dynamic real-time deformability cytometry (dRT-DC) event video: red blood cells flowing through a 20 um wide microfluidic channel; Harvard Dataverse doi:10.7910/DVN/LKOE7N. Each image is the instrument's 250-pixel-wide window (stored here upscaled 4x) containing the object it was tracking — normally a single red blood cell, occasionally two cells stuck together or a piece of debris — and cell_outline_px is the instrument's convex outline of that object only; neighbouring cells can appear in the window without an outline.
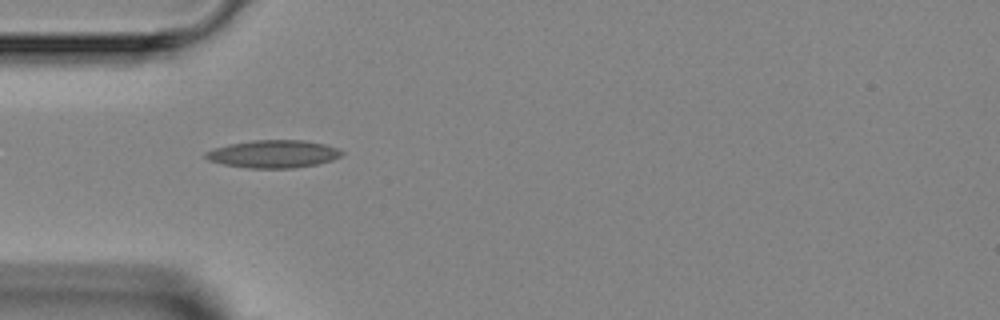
{"species": "Egyptian fruit bat (a non-hibernating species)", "species_latin": "Rousettus aegyptiacus", "temperature_condition": "room temperature", "stored_images_in_passage": 8, "camera_frame_rate_fps": 3000, "um_per_image_px": 0.085, "animal": {"sex": "female"}, "frame": {"image": 1, "passage_image": 5, "time_ms": 5.333, "image_size_px": [1000, 320], "cell_outline_px": [[344, 152], [340, 156], [332, 160], [316, 164], [292, 168], [248, 168], [224, 164], [208, 160], [204, 156], [204, 152], [212, 148], [228, 144], [252, 140], [304, 140], [324, 144], [340, 148]], "centroid_in_image_um": [23.22, 13.08], "position_along_channel_um": 61.8, "area_um2": 22.08}}
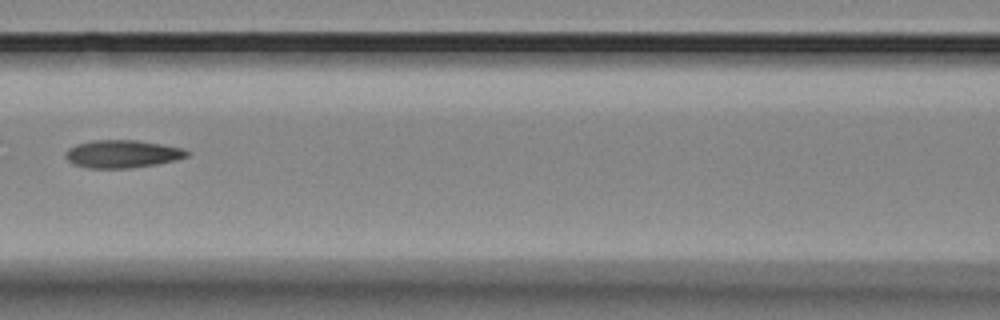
{"frame": {"image": 2, "passage_image": 7, "time_ms": 7.667, "image_size_px": [1000, 320], "cell_outline_px": [[192, 152], [188, 156], [176, 160], [156, 164], [132, 168], [88, 168], [76, 164], [68, 160], [64, 156], [68, 148], [76, 144], [92, 140], [136, 140], [184, 148]], "centroid_in_image_um": [10.42, 13.08], "position_along_channel_um": 156.2, "area_um2": 19.71}}
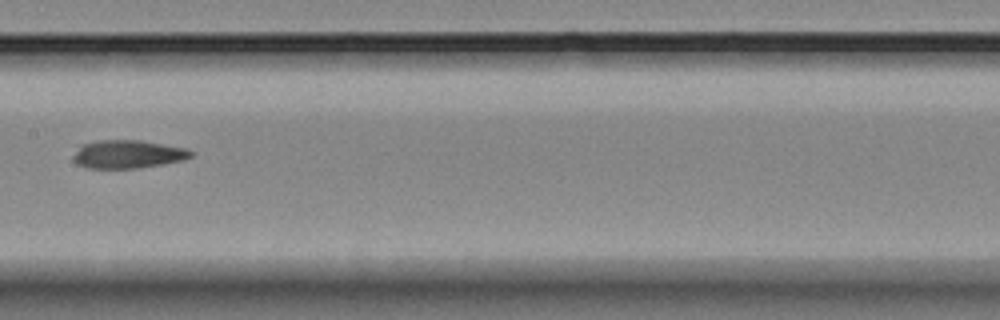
{"frame": {"image": 3, "passage_image": 8, "time_ms": 8.667, "image_size_px": [1000, 320], "cell_outline_px": [[196, 152], [192, 156], [184, 160], [164, 164], [136, 168], [84, 168], [76, 164], [72, 160], [72, 156], [80, 144], [96, 140], [140, 140], [188, 148]], "centroid_in_image_um": [10.86, 13.1], "position_along_channel_um": 196.5, "area_um2": 19.77}}